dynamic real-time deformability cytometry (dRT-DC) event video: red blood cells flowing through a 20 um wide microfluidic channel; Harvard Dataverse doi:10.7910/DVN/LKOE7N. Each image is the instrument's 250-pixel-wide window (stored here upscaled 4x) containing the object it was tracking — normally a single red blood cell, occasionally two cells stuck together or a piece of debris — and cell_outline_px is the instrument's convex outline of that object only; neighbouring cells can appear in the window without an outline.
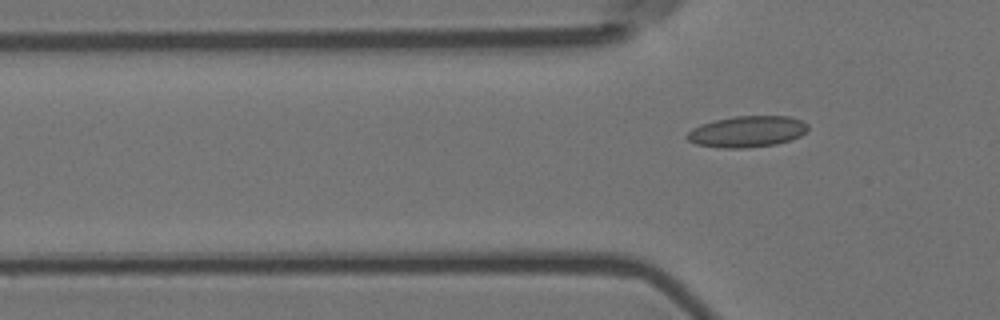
{"species": "Egyptian fruit bat (a non-hibernating species)", "species_latin": "Rousettus aegyptiacus", "temperature_condition": "room temperature", "stored_images_in_passage": 7, "camera_frame_rate_fps": 3000, "um_per_image_px": 0.085, "animal": {"sex": "female"}, "frame": {"image": 1, "passage_image": 7, "time_ms": 2.0, "image_size_px": [1000, 320], "cell_outline_px": [[808, 132], [800, 136], [776, 144], [748, 148], [724, 148], [696, 144], [688, 140], [684, 136], [692, 128], [700, 124], [716, 120], [736, 116], [788, 116], [800, 120], [808, 124]], "centroid_in_image_um": [63.5, 11.18], "position_along_channel_um": 62.3, "area_um2": 22.02}}